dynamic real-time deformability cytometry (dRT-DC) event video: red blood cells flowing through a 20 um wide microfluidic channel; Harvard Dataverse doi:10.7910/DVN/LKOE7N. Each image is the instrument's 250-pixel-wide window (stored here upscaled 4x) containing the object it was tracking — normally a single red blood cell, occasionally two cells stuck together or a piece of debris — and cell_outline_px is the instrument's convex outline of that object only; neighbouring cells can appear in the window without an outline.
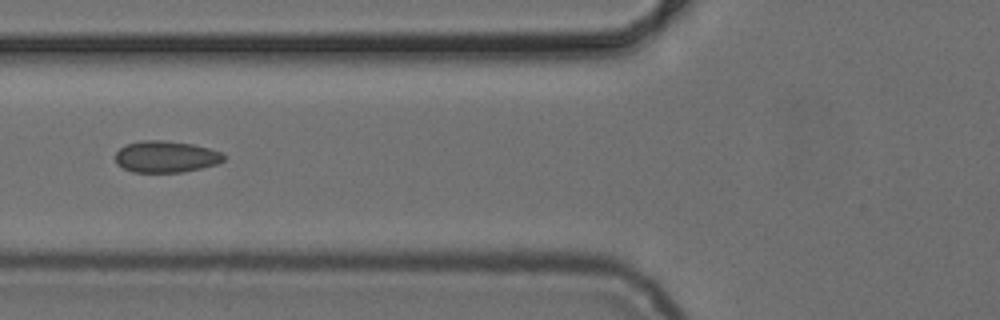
{"species": "common noctule bat (a hibernating species)", "species_latin": "Nyctalus noctula", "temperature_condition": "cold", "stored_images_in_passage": 6, "camera_frame_rate_fps": 3000, "um_per_image_px": 0.085, "animal": {"sex": "female", "body_mass_g": 24.6, "forearm_length_mm": 56.2}, "frame": {"image": 1, "passage_image": 3, "time_ms": 2.333, "image_size_px": [1000, 320], "cell_outline_px": [[228, 156], [224, 160], [216, 164], [184, 172], [132, 172], [116, 164], [116, 152], [124, 144], [140, 140], [164, 140], [192, 144], [208, 148], [220, 152]], "centroid_in_image_um": [14.08, 13.31], "position_along_channel_um": 111.7, "area_um2": 20.06}}
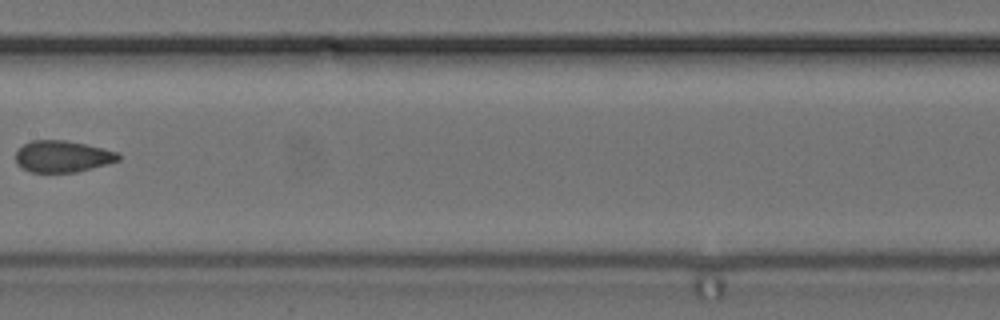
{"frame": {"image": 2, "passage_image": 5, "time_ms": 4.667, "image_size_px": [1000, 320], "cell_outline_px": [[120, 160], [108, 164], [76, 172], [32, 172], [16, 164], [16, 152], [24, 144], [32, 140], [64, 140], [84, 144], [120, 152]], "centroid_in_image_um": [5.34, 13.29], "position_along_channel_um": 202.1, "area_um2": 18.84}}
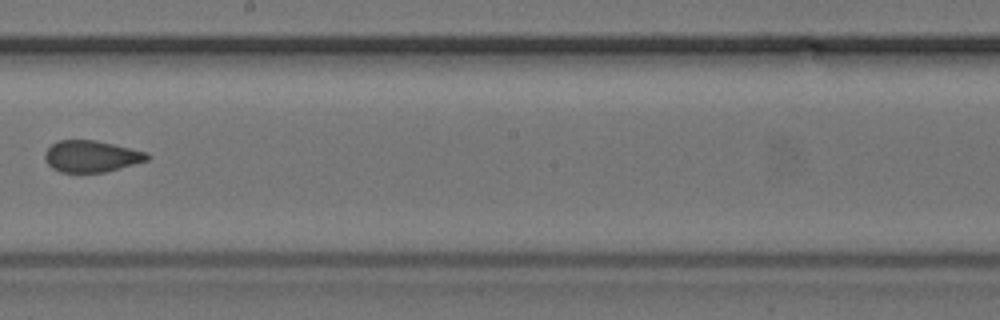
{"frame": {"image": 3, "passage_image": 6, "time_ms": 5.667, "image_size_px": [1000, 320], "cell_outline_px": [[152, 156], [148, 160], [120, 168], [104, 172], [60, 172], [52, 168], [44, 160], [44, 152], [52, 144], [60, 140], [96, 140], [148, 152]], "centroid_in_image_um": [7.77, 13.28], "position_along_channel_um": 240.4, "area_um2": 18.9}}